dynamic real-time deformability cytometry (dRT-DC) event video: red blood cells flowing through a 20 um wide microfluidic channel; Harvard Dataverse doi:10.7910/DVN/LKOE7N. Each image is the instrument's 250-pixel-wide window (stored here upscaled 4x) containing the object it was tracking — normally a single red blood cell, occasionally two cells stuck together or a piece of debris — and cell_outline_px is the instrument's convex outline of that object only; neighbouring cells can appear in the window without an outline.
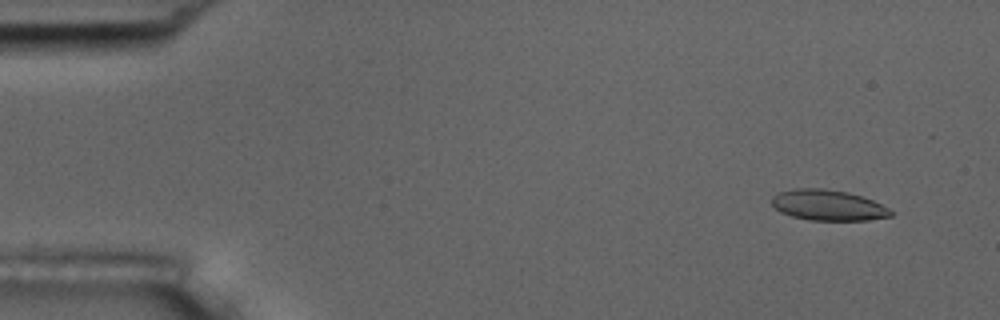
{"species": "common noctule bat (a hibernating species)", "species_latin": "Nyctalus noctula", "temperature_condition": "room temperature", "stored_images_in_passage": 6, "camera_frame_rate_fps": 3000, "um_per_image_px": 0.085, "animal": {"sex": "male", "body_mass_g": 17.5, "forearm_length_mm": 52.3}, "frame": {"image": 1, "passage_image": 1, "time_ms": 0.0, "image_size_px": [1000, 320], "cell_outline_px": [[892, 216], [868, 220], [808, 220], [792, 216], [780, 212], [772, 204], [772, 196], [780, 192], [792, 188], [824, 188], [848, 192], [872, 200], [888, 208], [892, 212]], "centroid_in_image_um": [70.36, 17.44], "position_along_channel_um": 14.6, "area_um2": 21.21}}